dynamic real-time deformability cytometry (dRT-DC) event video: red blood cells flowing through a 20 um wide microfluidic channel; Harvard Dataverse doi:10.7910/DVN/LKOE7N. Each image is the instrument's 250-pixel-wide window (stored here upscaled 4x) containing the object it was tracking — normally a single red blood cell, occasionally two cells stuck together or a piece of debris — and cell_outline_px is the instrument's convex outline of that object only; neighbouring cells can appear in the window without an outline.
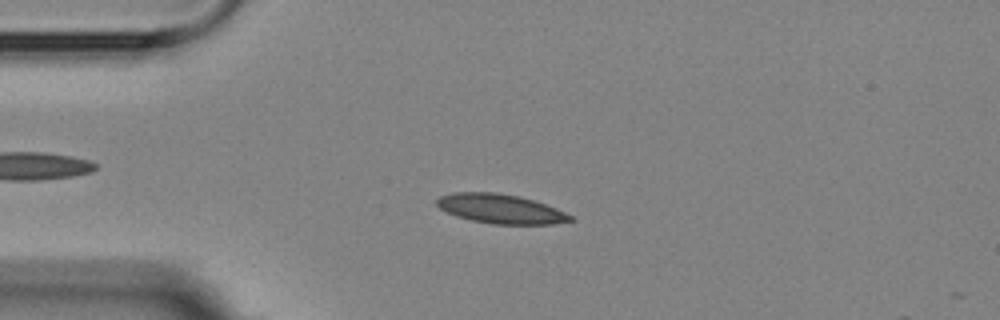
{"species": "Egyptian fruit bat (a non-hibernating species)", "species_latin": "Rousettus aegyptiacus", "temperature_condition": "room temperature", "stored_images_in_passage": 14, "camera_frame_rate_fps": 3000, "um_per_image_px": 0.085, "animal": {"sex": "female"}, "frame": {"image": 1, "passage_image": 3, "time_ms": 3.333, "image_size_px": [1000, 320], "cell_outline_px": [[576, 220], [552, 224], [492, 224], [472, 220], [456, 216], [440, 208], [436, 204], [436, 200], [440, 196], [452, 192], [496, 192], [520, 196], [536, 200], [556, 208], [572, 216]], "centroid_in_image_um": [42.57, 17.74], "position_along_channel_um": 42.4, "area_um2": 22.95}}
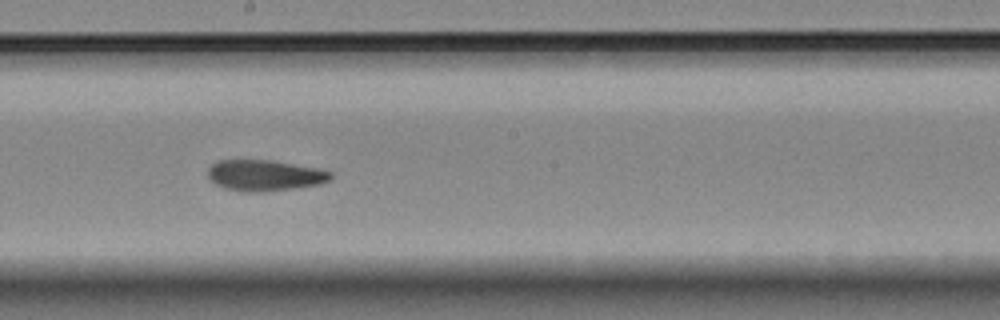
{"frame": {"image": 2, "passage_image": 8, "time_ms": 9.0, "image_size_px": [1000, 320], "cell_outline_px": [[332, 176], [328, 180], [320, 184], [296, 188], [264, 192], [244, 192], [224, 188], [208, 180], [208, 168], [216, 160], [272, 160], [316, 168], [332, 172]], "centroid_in_image_um": [22.45, 14.91], "position_along_channel_um": 225.7, "area_um2": 22.31}}
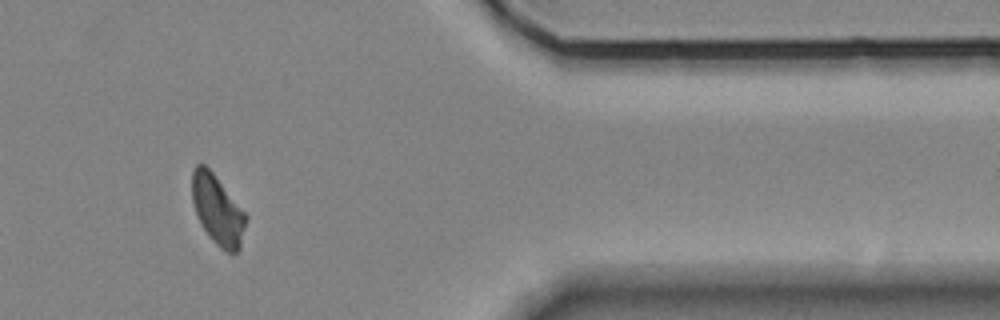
{"frame": {"image": 3, "passage_image": 12, "time_ms": 14.333, "image_size_px": [1000, 320], "cell_outline_px": [[248, 216], [240, 248], [236, 252], [228, 252], [220, 248], [212, 240], [204, 228], [196, 212], [192, 200], [192, 172], [196, 164], [204, 164], [212, 172]], "centroid_in_image_um": [18.5, 17.85], "position_along_channel_um": 392.9, "area_um2": 21.44}}